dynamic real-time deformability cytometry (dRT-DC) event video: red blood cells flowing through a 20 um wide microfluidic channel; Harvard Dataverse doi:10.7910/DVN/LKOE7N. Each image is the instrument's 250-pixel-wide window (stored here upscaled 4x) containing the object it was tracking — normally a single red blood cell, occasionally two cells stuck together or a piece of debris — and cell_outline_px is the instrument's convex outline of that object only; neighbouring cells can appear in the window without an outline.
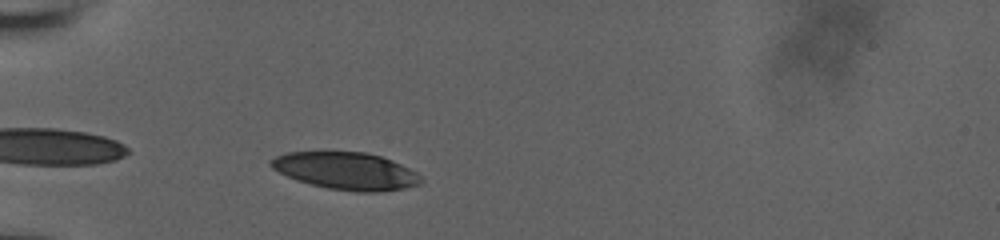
{"species": "human", "species_latin": "Homo sapiens", "temperature_condition": "room temperature", "stored_images_in_passage": 34, "camera_frame_rate_fps": 3000, "um_per_image_px": 0.085, "donor": {"sex": "male"}, "frame": {"image": 1, "passage_image": 3, "time_ms": 0.667, "image_size_px": [1000, 240], "cell_outline_px": [[424, 180], [420, 184], [404, 188], [380, 192], [356, 192], [328, 188], [296, 180], [272, 168], [268, 164], [268, 160], [284, 152], [364, 152], [380, 156], [392, 160], [416, 172]], "centroid_in_image_um": [29.41, 14.53], "position_along_channel_um": 55.6, "area_um2": 32.6}}
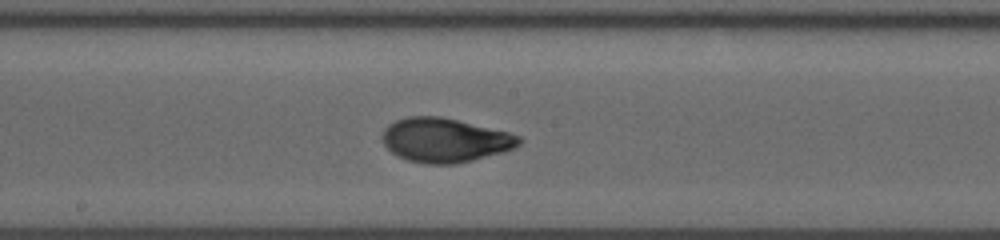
{"frame": {"image": 2, "passage_image": 17, "time_ms": 5.333, "image_size_px": [1000, 240], "cell_outline_px": [[524, 140], [516, 148], [504, 152], [456, 164], [428, 164], [408, 160], [392, 152], [384, 144], [380, 136], [384, 128], [388, 124], [396, 120], [408, 116], [440, 116], [508, 132], [520, 136]], "centroid_in_image_um": [37.82, 11.91], "position_along_channel_um": 210.4, "area_um2": 35.26}}
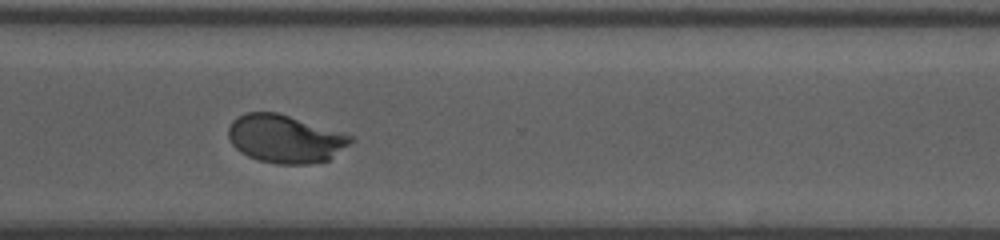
{"frame": {"image": 3, "passage_image": 28, "time_ms": 9.0, "image_size_px": [1000, 240], "cell_outline_px": [[356, 140], [328, 160], [308, 164], [276, 164], [260, 160], [248, 156], [240, 152], [232, 144], [228, 136], [228, 128], [232, 120], [236, 116], [244, 112], [276, 112], [352, 136]], "centroid_in_image_um": [24.2, 11.8], "position_along_channel_um": 346.4, "area_um2": 34.04}, "authors_computed_cell_mechanics": {"area_um2": 34.4199, "velocity_mm_per_s": 3.7134, "shape_relaxation_time_tau1_ms": 4.4311, "shape_relaxation_time_tau2_ms": null, "deformation_change_tau1": 0.1966, "deformation_change_tau2": null}}